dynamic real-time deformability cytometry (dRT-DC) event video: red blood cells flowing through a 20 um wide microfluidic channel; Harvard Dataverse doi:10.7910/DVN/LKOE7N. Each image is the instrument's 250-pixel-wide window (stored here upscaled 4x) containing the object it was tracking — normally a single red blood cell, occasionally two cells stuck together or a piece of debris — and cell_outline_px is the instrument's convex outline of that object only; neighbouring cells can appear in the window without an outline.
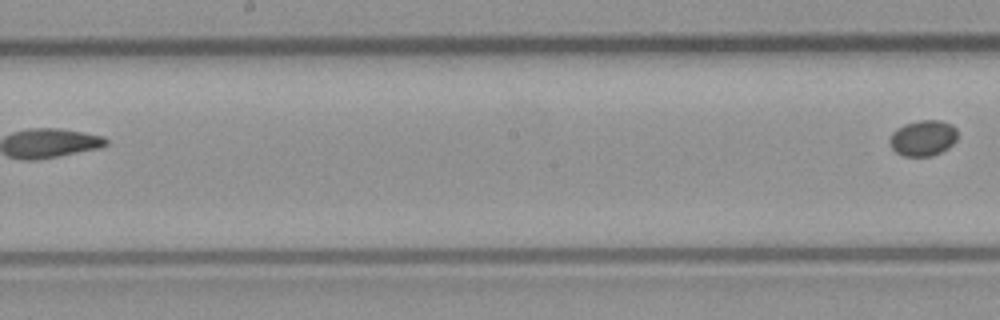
{"species": "common noctule bat (a hibernating species)", "species_latin": "Nyctalus noctula", "temperature_condition": "room temperature", "stored_images_in_passage": 9, "segment_of_instrument_passage": [2, 2], "camera_frame_rate_fps": 3000, "um_per_image_px": 0.085, "animal": {"sex": "male", "body_mass_g": 23.1, "forearm_length_mm": 52.7}, "frame": {"image": 1, "passage_image": 9, "time_ms": 2.667, "image_size_px": [1000, 320], "cell_outline_px": [[956, 140], [948, 148], [932, 156], [904, 156], [896, 152], [892, 148], [892, 132], [896, 128], [904, 124], [920, 120], [940, 120], [952, 124], [956, 128]], "centroid_in_image_um": [78.49, 11.72], "position_along_channel_um": 169.7, "area_um2": 13.99}}